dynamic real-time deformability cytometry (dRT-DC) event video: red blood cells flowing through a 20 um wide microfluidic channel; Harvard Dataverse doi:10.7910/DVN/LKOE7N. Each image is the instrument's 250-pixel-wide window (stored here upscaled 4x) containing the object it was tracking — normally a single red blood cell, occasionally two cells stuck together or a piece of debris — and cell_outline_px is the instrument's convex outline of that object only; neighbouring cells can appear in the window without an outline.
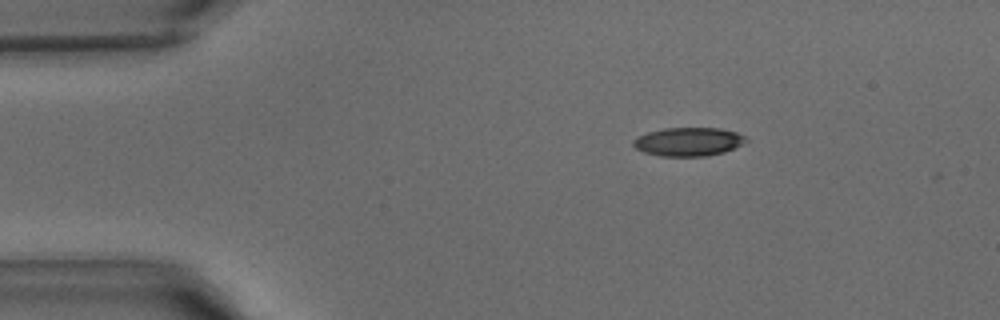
{"species": "common noctule bat (a hibernating species)", "species_latin": "Nyctalus noctula", "temperature_condition": "warm", "stored_images_in_passage": 35, "camera_frame_rate_fps": 3000, "um_per_image_px": 0.085, "animal": {"sex": "male", "body_mass_g": 15.6}, "frame": {"image": 1, "passage_image": 1, "time_ms": 0.0, "image_size_px": [1000, 320], "cell_outline_px": [[748, 140], [744, 144], [724, 152], [704, 156], [660, 156], [644, 152], [636, 148], [632, 144], [632, 140], [636, 136], [648, 132], [664, 128], [720, 128], [736, 132], [744, 136]], "centroid_in_image_um": [58.5, 12.04], "position_along_channel_um": 26.5, "area_um2": 18.84}}
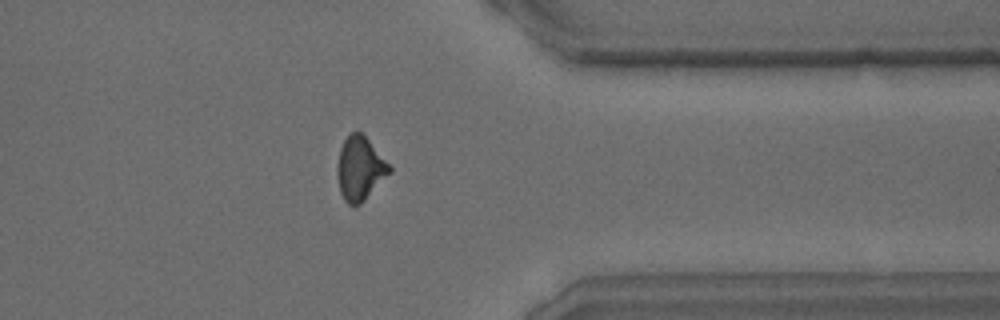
{"frame": {"image": 2, "passage_image": 27, "time_ms": 8.667, "image_size_px": [1000, 320], "cell_outline_px": [[392, 172], [360, 204], [348, 204], [344, 200], [340, 192], [336, 172], [336, 168], [340, 148], [344, 140], [352, 132], [364, 132], [392, 168]], "centroid_in_image_um": [30.6, 14.3], "position_along_channel_um": 380.8, "area_um2": 19.54}}
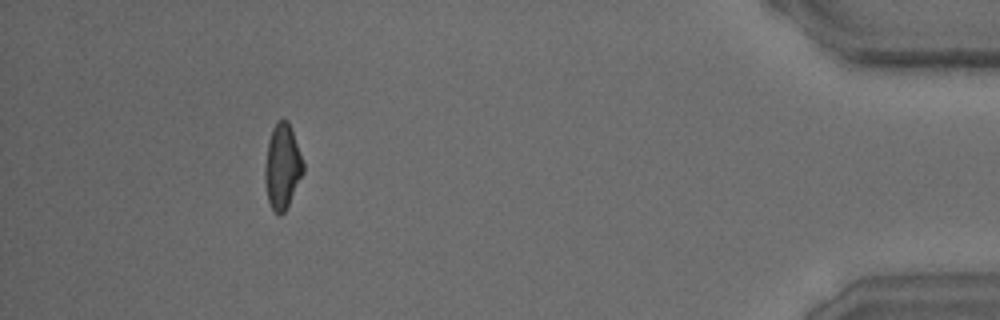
{"frame": {"image": 3, "passage_image": 32, "time_ms": 10.333, "image_size_px": [1000, 320], "cell_outline_px": [[304, 172], [284, 212], [280, 216], [272, 208], [268, 200], [264, 180], [264, 168], [268, 140], [272, 128], [280, 120], [288, 120], [304, 164]], "centroid_in_image_um": [23.98, 14.16], "position_along_channel_um": 411.2, "area_um2": 18.73}}